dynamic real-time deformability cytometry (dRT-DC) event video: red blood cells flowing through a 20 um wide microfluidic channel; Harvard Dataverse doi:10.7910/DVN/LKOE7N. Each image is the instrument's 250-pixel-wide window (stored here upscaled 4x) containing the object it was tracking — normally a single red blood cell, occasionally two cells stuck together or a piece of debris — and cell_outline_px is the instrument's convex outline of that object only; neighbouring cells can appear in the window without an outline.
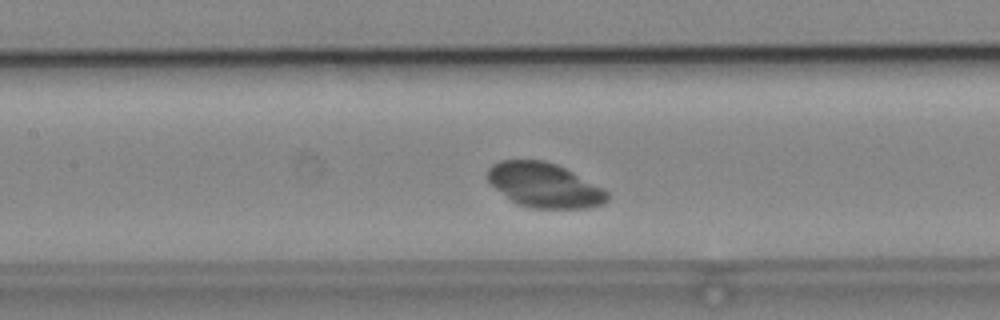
{"species": "common noctule bat (a hibernating species)", "species_latin": "Nyctalus noctula", "temperature_condition": "cold", "stored_images_in_passage": 43, "camera_frame_rate_fps": 3000, "um_per_image_px": 0.085, "animal": {"sex": "male", "body_mass_g": 19.2, "forearm_length_mm": 51.8}, "frame": {"image": 1, "passage_image": 13, "time_ms": 4.0, "image_size_px": [1000, 320], "cell_outline_px": [[608, 200], [604, 204], [588, 208], [532, 208], [516, 204], [496, 188], [488, 180], [488, 168], [492, 164], [500, 160], [544, 160], [556, 164], [604, 188], [608, 192]], "centroid_in_image_um": [46.29, 15.74], "position_along_channel_um": 161.1, "area_um2": 30.98}}
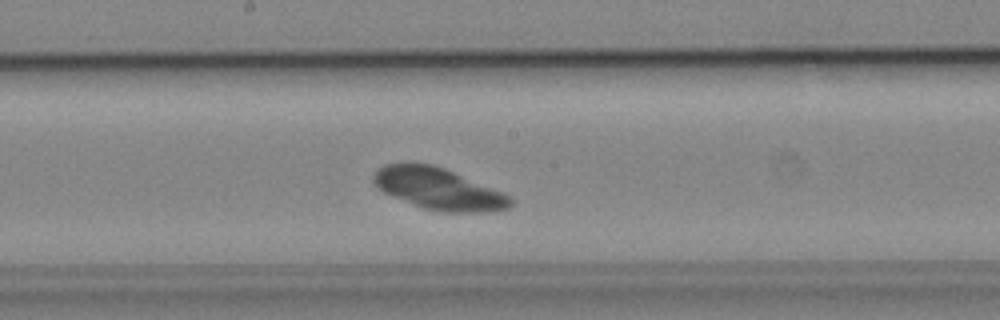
{"frame": {"image": 2, "passage_image": 17, "time_ms": 5.333, "image_size_px": [1000, 320], "cell_outline_px": [[512, 204], [508, 208], [488, 212], [436, 212], [424, 208], [384, 192], [372, 180], [372, 176], [384, 164], [432, 164], [444, 168], [500, 192], [508, 196], [512, 200]], "centroid_in_image_um": [37.27, 16.07], "position_along_channel_um": 210.9, "area_um2": 32.31}}